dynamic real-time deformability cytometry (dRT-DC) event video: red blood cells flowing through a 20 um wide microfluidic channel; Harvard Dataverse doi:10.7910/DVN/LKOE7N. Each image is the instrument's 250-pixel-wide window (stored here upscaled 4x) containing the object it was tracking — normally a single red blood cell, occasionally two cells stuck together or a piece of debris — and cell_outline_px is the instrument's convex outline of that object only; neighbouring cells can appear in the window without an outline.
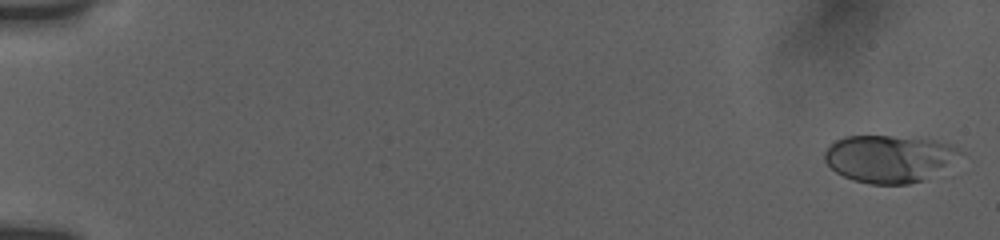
{"species": "human", "species_latin": "Homo sapiens", "temperature_condition": "room temperature", "stored_images_in_passage": 16, "camera_frame_rate_fps": 3000, "um_per_image_px": 0.085, "donor": {"sex": "female"}, "frame": {"image": 1, "passage_image": 1, "time_ms": 0.0, "image_size_px": [1000, 240], "cell_outline_px": [[964, 152], [924, 180], [908, 184], [872, 184], [852, 180], [836, 172], [824, 160], [824, 152], [836, 140], [844, 136], [892, 136], [936, 140], [952, 144]], "centroid_in_image_um": [75.55, 13.47], "position_along_channel_um": 9.4, "area_um2": 36.99}}
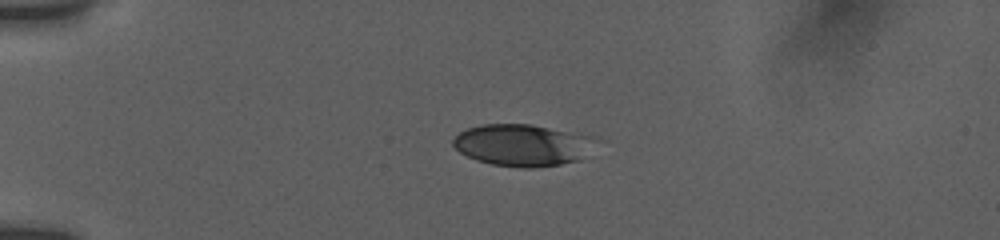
{"frame": {"image": 2, "passage_image": 10, "time_ms": 4.333, "image_size_px": [1000, 240], "cell_outline_px": [[604, 140], [576, 160], [560, 164], [532, 168], [520, 168], [492, 164], [476, 160], [460, 152], [452, 144], [452, 140], [460, 132], [468, 128], [480, 124], [532, 124], [592, 136]], "centroid_in_image_um": [44.44, 12.32], "position_along_channel_um": 40.6, "area_um2": 34.91}}
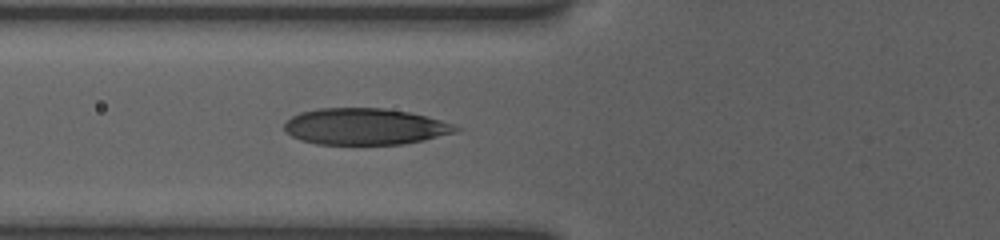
{"frame": {"image": 3, "passage_image": 16, "time_ms": 7.0, "image_size_px": [1000, 240], "cell_outline_px": [[460, 128], [456, 132], [424, 140], [404, 144], [316, 144], [300, 140], [284, 132], [284, 124], [292, 116], [300, 112], [320, 108], [384, 108], [408, 112], [440, 120], [452, 124]], "centroid_in_image_um": [30.98, 10.76], "position_along_channel_um": 94.8, "area_um2": 36.3}}